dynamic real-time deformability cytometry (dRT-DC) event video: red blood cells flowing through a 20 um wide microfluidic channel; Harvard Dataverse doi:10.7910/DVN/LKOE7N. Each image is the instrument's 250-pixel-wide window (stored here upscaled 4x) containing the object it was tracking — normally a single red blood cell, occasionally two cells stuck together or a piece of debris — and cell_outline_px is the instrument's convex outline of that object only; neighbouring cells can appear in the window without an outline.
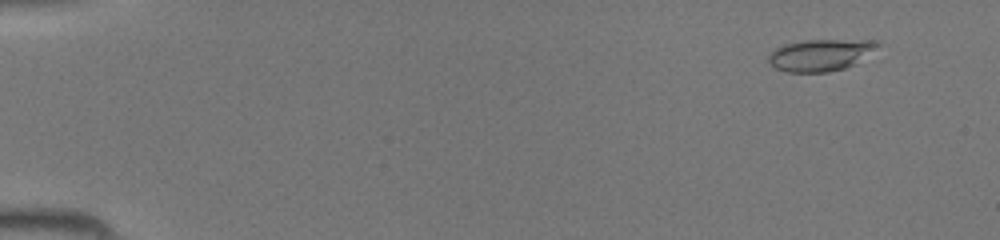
{"species": "common noctule bat (a hibernating species)", "species_latin": "Nyctalus noctula", "temperature_condition": "room temperature", "stored_images_in_passage": 45, "camera_frame_rate_fps": 3000, "um_per_image_px": 0.085, "animal": {"sex": "female", "body_mass_g": 19.5, "forearm_length_mm": 54.1}, "frame": {"image": 1, "passage_image": 4, "time_ms": 1.0, "image_size_px": [1000, 240], "cell_outline_px": [[884, 44], [852, 64], [844, 68], [828, 72], [788, 72], [776, 68], [768, 60], [768, 52], [784, 44], [804, 40], [880, 40]], "centroid_in_image_um": [69.75, 4.65], "position_along_channel_um": 15.3, "area_um2": 20.17}}
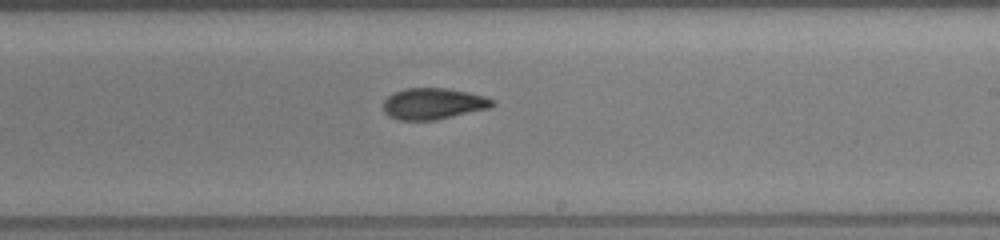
{"frame": {"image": 2, "passage_image": 28, "time_ms": 9.0, "image_size_px": [1000, 240], "cell_outline_px": [[496, 104], [492, 108], [436, 120], [396, 120], [388, 116], [384, 112], [384, 100], [392, 92], [404, 88], [448, 88], [468, 92], [484, 96], [496, 100]], "centroid_in_image_um": [36.85, 8.81], "position_along_channel_um": 252.1, "area_um2": 20.29}}
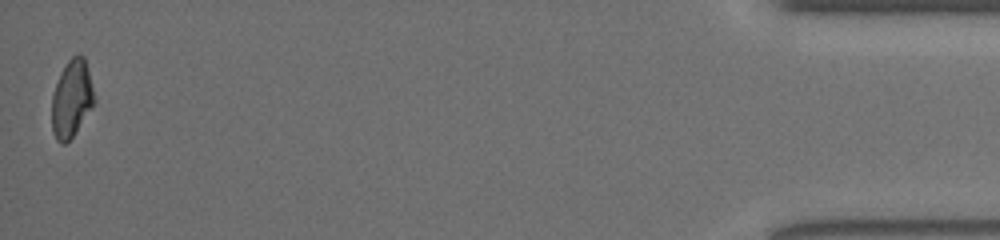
{"frame": {"image": 3, "passage_image": 45, "time_ms": 14.667, "image_size_px": [1000, 240], "cell_outline_px": [[96, 100], [92, 108], [72, 136], [64, 144], [60, 144], [56, 140], [52, 132], [52, 96], [60, 72], [68, 60], [76, 52], [84, 56]], "centroid_in_image_um": [6.09, 8.37], "position_along_channel_um": 429.1, "area_um2": 19.13}}